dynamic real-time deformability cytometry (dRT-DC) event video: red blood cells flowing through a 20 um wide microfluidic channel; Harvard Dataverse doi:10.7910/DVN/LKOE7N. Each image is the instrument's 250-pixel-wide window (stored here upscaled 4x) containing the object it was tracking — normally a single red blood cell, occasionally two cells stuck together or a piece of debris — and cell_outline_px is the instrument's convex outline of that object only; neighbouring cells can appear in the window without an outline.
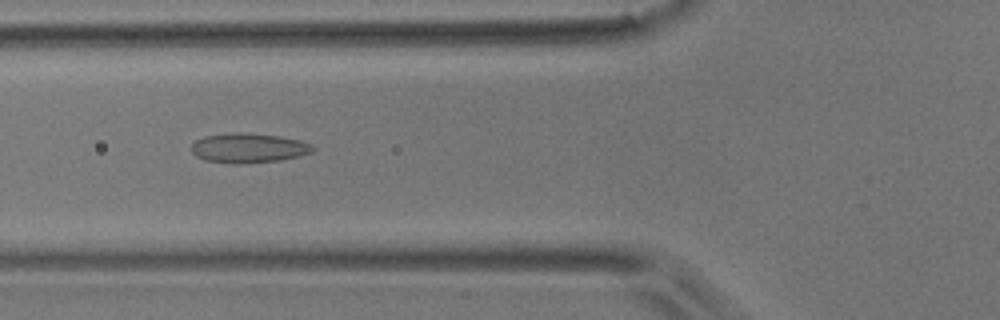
{"species": "common noctule bat (a hibernating species)", "species_latin": "Nyctalus noctula", "temperature_condition": "room temperature", "stored_images_in_passage": 42, "camera_frame_rate_fps": 3000, "um_per_image_px": 0.085, "animal": {"sex": "male", "body_mass_g": 17.9}, "frame": {"image": 1, "passage_image": 9, "time_ms": 2.667, "image_size_px": [1000, 320], "cell_outline_px": [[316, 148], [312, 152], [280, 160], [204, 160], [196, 156], [192, 152], [192, 144], [196, 140], [204, 136], [232, 132], [240, 132], [280, 136], [300, 140], [312, 144]], "centroid_in_image_um": [21.16, 12.51], "position_along_channel_um": 104.6, "area_um2": 19.83}}
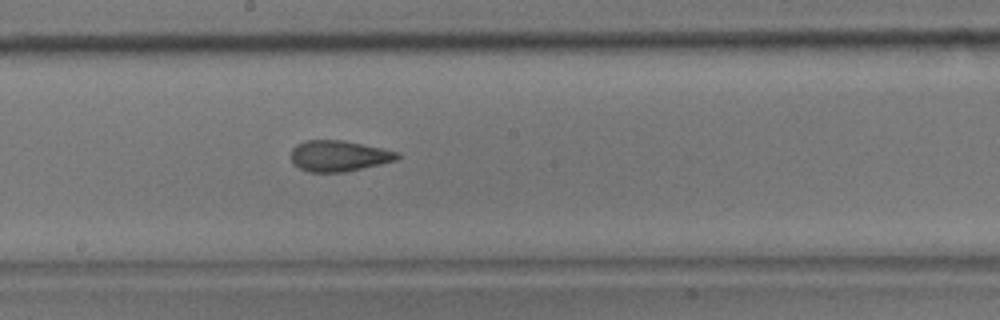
{"frame": {"image": 2, "passage_image": 18, "time_ms": 5.667, "image_size_px": [1000, 320], "cell_outline_px": [[400, 156], [396, 160], [380, 164], [344, 172], [308, 172], [300, 168], [292, 160], [292, 148], [296, 144], [304, 140], [340, 140], [400, 152]], "centroid_in_image_um": [28.79, 13.25], "position_along_channel_um": 219.4, "area_um2": 18.9}}
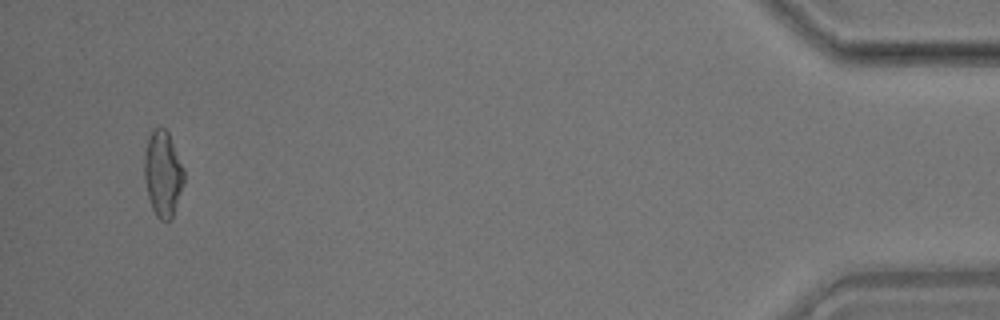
{"frame": {"image": 3, "passage_image": 40, "time_ms": 13.0, "image_size_px": [1000, 320], "cell_outline_px": [[184, 184], [172, 220], [160, 220], [156, 216], [152, 208], [148, 196], [144, 180], [144, 152], [148, 140], [152, 132], [160, 124], [168, 132], [184, 168]], "centroid_in_image_um": [13.85, 14.79], "position_along_channel_um": 421.4, "area_um2": 20.0}, "authors_computed_cell_mechanics": {"area_um2": 19.4786, "velocity_mm_per_s": 3.8075, "shape_relaxation_time_tau1_ms": 9.783, "shape_relaxation_time_tau2_ms": 1.4626, "deformation_change_tau1": 0.2027, "deformation_change_tau2": 0.0911}}